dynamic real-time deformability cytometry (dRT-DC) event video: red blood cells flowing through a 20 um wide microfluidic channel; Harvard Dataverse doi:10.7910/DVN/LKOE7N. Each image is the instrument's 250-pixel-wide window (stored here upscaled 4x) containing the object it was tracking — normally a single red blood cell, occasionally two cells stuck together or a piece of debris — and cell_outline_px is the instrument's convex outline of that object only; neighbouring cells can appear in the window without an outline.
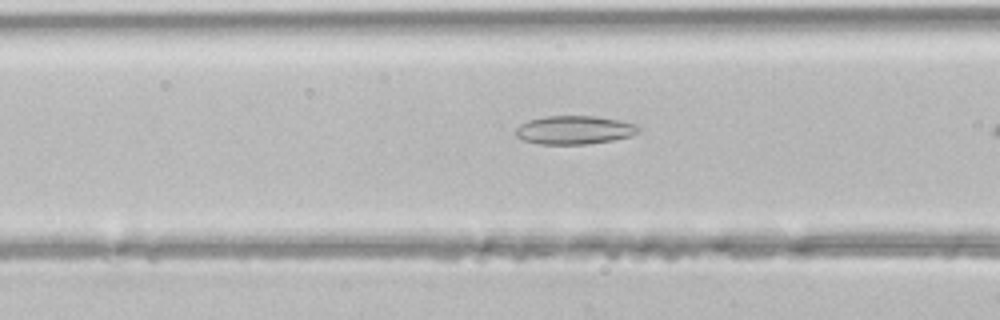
{"species": "common noctule bat (a hibernating species)", "species_latin": "Nyctalus noctula", "temperature_condition": "room temperature", "stored_images_in_passage": 14, "camera_frame_rate_fps": 3000, "um_per_image_px": 0.085, "animal": {"sex": "male", "body_mass_g": 21.5, "forearm_length_mm": 52.0}, "frame": {"image": 1, "passage_image": 12, "time_ms": 3.667, "image_size_px": [1000, 320], "cell_outline_px": [[640, 128], [632, 136], [612, 140], [584, 144], [540, 144], [524, 140], [516, 136], [516, 128], [520, 124], [528, 120], [544, 116], [596, 116], [620, 120], [636, 124]], "centroid_in_image_um": [48.81, 11.04], "position_along_channel_um": 117.8, "area_um2": 20.35}}